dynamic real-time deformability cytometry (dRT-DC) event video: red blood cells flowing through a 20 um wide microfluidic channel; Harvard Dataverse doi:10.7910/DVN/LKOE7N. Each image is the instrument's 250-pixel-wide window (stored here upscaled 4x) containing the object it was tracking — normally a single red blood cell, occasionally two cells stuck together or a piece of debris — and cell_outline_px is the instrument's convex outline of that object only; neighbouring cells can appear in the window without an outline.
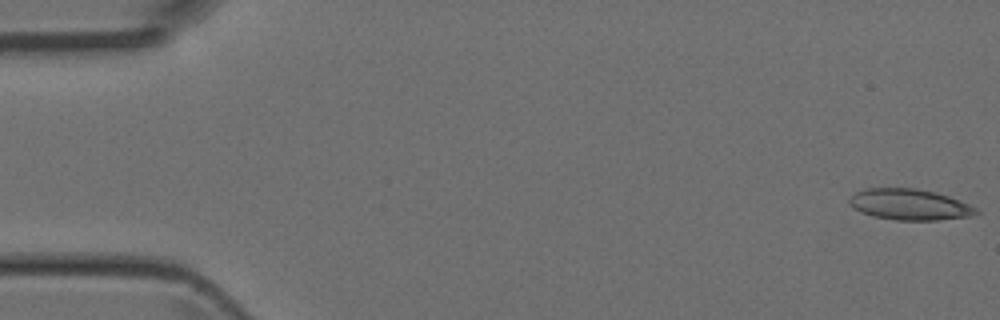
{"species": "Egyptian fruit bat (a non-hibernating species)", "species_latin": "Rousettus aegyptiacus", "temperature_condition": "room temperature", "stored_images_in_passage": 6, "camera_frame_rate_fps": 3000, "um_per_image_px": 0.085, "animal": {"sex": "female"}, "frame": {"image": 1, "passage_image": 1, "time_ms": 0.0, "image_size_px": [1000, 320], "cell_outline_px": [[980, 212], [968, 216], [936, 220], [896, 220], [872, 216], [860, 212], [852, 208], [848, 204], [848, 200], [856, 192], [864, 188], [916, 188], [936, 192], [960, 200], [976, 208]], "centroid_in_image_um": [77.26, 17.38], "position_along_channel_um": 7.7, "area_um2": 22.95}}
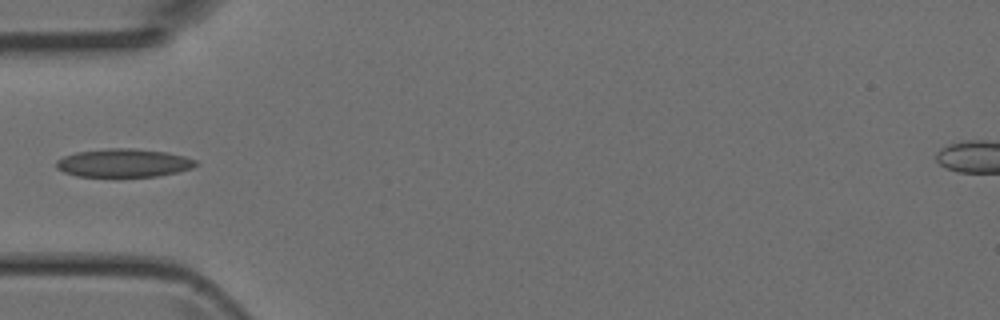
{"frame": {"image": 2, "passage_image": 5, "time_ms": 1.333, "image_size_px": [1000, 320], "cell_outline_px": [[200, 164], [192, 168], [176, 172], [156, 176], [112, 180], [76, 176], [64, 172], [56, 168], [56, 160], [64, 156], [76, 152], [108, 148], [132, 148], [168, 152], [184, 156], [196, 160]], "centroid_in_image_um": [10.48, 13.9], "position_along_channel_um": 74.5, "area_um2": 24.16}}
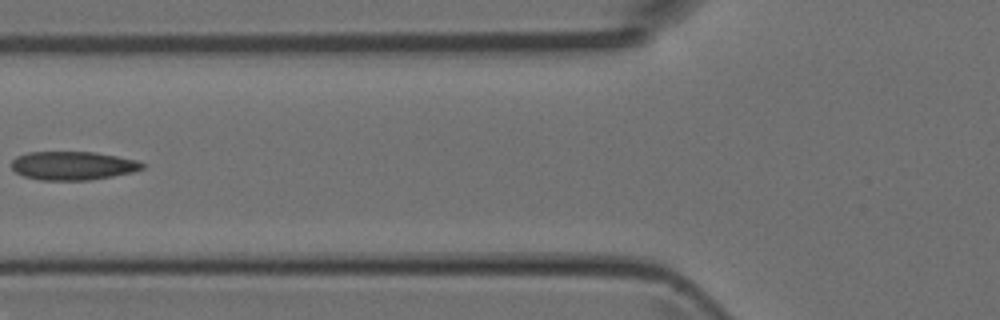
{"frame": {"image": 3, "passage_image": 6, "time_ms": 1.667, "image_size_px": [1000, 320], "cell_outline_px": [[148, 164], [144, 168], [132, 172], [112, 176], [88, 180], [40, 180], [24, 176], [16, 172], [12, 168], [12, 160], [16, 156], [28, 152], [96, 152], [136, 160]], "centroid_in_image_um": [6.2, 14.08], "position_along_channel_um": 119.6, "area_um2": 21.79}}